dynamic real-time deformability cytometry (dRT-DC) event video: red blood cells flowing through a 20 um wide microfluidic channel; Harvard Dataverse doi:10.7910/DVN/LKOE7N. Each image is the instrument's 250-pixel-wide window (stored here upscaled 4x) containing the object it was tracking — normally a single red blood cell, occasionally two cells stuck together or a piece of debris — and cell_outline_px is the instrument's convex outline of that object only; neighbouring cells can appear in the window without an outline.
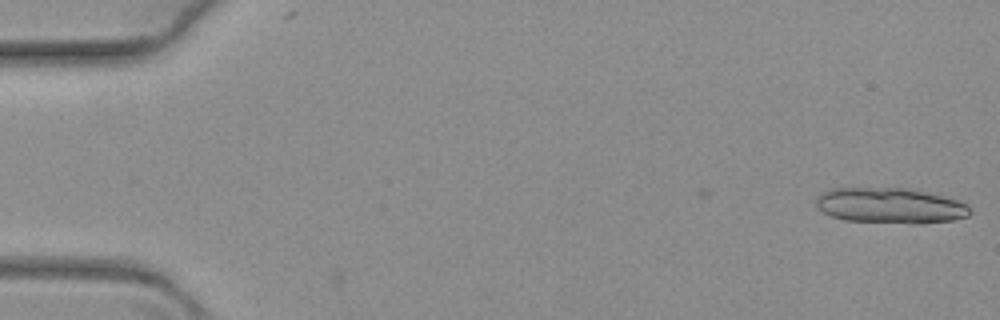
{"species": "common noctule bat (a hibernating species)", "species_latin": "Nyctalus noctula", "temperature_condition": "warm", "stored_images_in_passage": 2, "camera_frame_rate_fps": 3000, "um_per_image_px": 0.085, "animal": {"sex": "female", "body_mass_g": 19.3, "forearm_length_mm": 54.1}, "frame": {"image": 1, "passage_image": 2, "time_ms": 0.333, "image_size_px": [1000, 320], "cell_outline_px": [[972, 212], [968, 216], [956, 220], [916, 224], [912, 224], [844, 220], [832, 216], [816, 208], [816, 196], [832, 188], [908, 188], [956, 200], [968, 204]], "centroid_in_image_um": [75.67, 17.49], "position_along_channel_um": 9.3, "area_um2": 31.96}}